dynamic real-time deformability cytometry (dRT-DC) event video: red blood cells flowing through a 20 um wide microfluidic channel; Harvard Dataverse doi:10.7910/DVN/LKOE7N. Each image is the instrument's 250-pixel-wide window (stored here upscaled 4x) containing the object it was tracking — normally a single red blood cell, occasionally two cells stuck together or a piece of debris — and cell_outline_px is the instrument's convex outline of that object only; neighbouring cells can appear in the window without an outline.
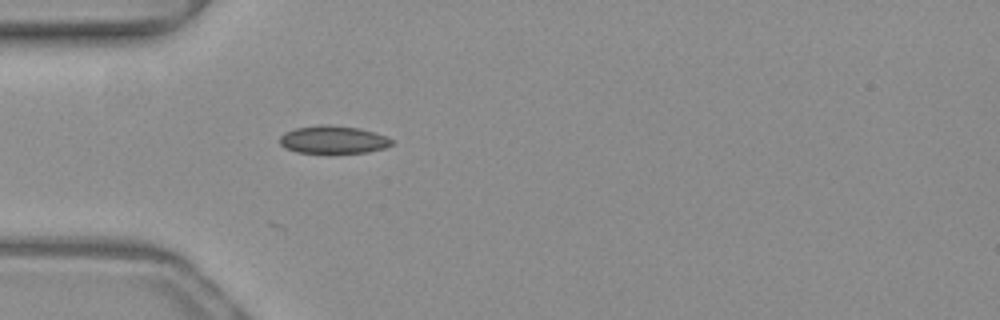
{"species": "common noctule bat (a hibernating species)", "species_latin": "Nyctalus noctula", "temperature_condition": "warm", "stored_images_in_passage": 30, "camera_frame_rate_fps": 3000, "um_per_image_px": 0.085, "animal": {"sex": "female", "body_mass_g": 19.3, "forearm_length_mm": 54.1}, "frame": {"image": 1, "passage_image": 1, "time_ms": 0.0, "image_size_px": [1000, 320], "cell_outline_px": [[392, 144], [384, 148], [368, 152], [328, 156], [296, 152], [284, 148], [280, 144], [280, 136], [284, 132], [296, 128], [320, 124], [328, 124], [360, 128], [384, 136], [392, 140]], "centroid_in_image_um": [28.26, 11.92], "position_along_channel_um": 56.7, "area_um2": 18.96}}
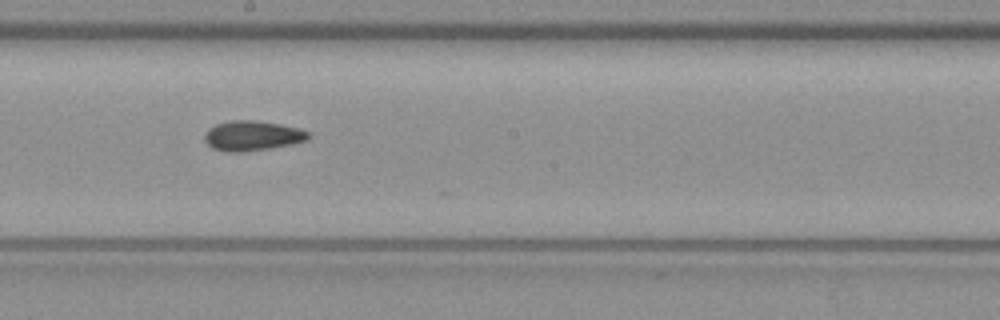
{"frame": {"image": 2, "passage_image": 14, "time_ms": 4.333, "image_size_px": [1000, 320], "cell_outline_px": [[308, 140], [292, 144], [244, 152], [224, 152], [212, 148], [204, 140], [204, 136], [208, 128], [216, 124], [232, 120], [252, 120], [280, 124], [300, 128], [308, 132]], "centroid_in_image_um": [21.42, 11.54], "position_along_channel_um": 226.8, "area_um2": 18.09}}
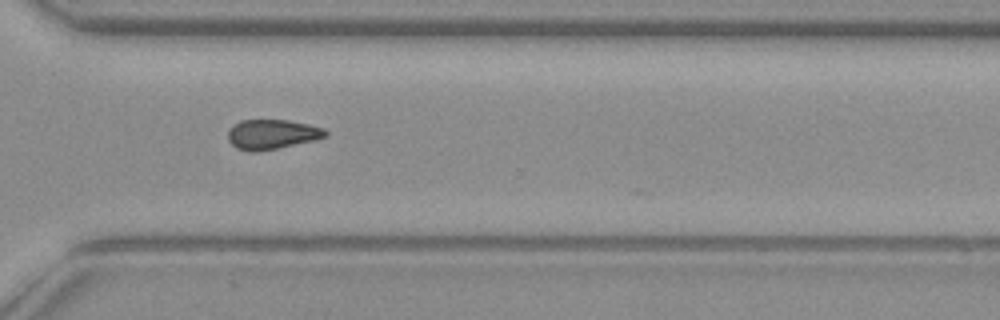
{"frame": {"image": 3, "passage_image": 23, "time_ms": 7.333, "image_size_px": [1000, 320], "cell_outline_px": [[328, 136], [316, 140], [260, 152], [248, 152], [236, 148], [228, 140], [228, 132], [232, 124], [240, 120], [288, 120], [308, 124], [324, 128], [328, 132]], "centroid_in_image_um": [23.12, 11.43], "position_along_channel_um": 347.5, "area_um2": 17.22}, "authors_computed_cell_mechanics": {"area_um2": 17.8313, "velocity_mm_per_s": 4.0371, "shape_relaxation_time_tau1_ms": 3.6703, "shape_relaxation_time_tau2_ms": null, "deformation_change_tau1": 0.0742, "deformation_change_tau2": null}}